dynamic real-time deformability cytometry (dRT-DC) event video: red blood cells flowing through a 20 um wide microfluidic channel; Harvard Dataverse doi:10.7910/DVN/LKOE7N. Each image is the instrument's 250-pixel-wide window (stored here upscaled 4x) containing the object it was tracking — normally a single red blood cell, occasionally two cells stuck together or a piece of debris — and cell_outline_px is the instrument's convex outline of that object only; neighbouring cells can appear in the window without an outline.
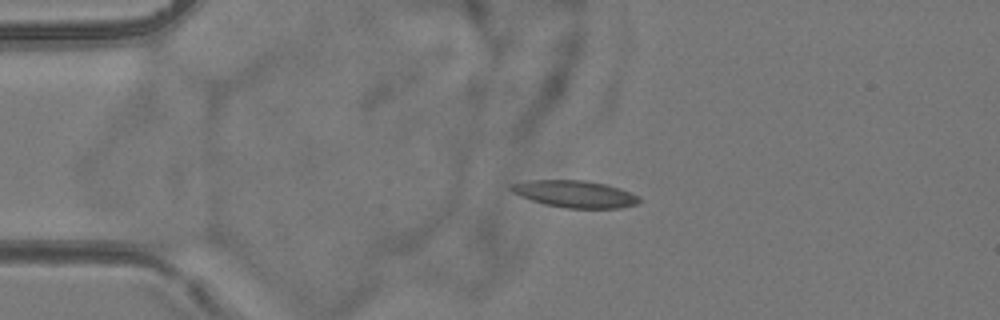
{"species": "common noctule bat (a hibernating species)", "species_latin": "Nyctalus noctula", "temperature_condition": "room temperature", "stored_images_in_passage": 3, "camera_frame_rate_fps": 3000, "um_per_image_px": 0.085, "animal": {"sex": "female", "body_mass_g": 24.6, "forearm_length_mm": 56.2}, "frame": {"image": 1, "passage_image": 2, "time_ms": 2.0, "image_size_px": [1000, 320], "cell_outline_px": [[640, 200], [636, 204], [620, 208], [564, 208], [544, 204], [520, 196], [512, 192], [508, 188], [512, 184], [528, 180], [584, 180], [604, 184], [620, 188], [640, 196]], "centroid_in_image_um": [48.86, 16.49], "position_along_channel_um": 36.1, "area_um2": 20.17}}